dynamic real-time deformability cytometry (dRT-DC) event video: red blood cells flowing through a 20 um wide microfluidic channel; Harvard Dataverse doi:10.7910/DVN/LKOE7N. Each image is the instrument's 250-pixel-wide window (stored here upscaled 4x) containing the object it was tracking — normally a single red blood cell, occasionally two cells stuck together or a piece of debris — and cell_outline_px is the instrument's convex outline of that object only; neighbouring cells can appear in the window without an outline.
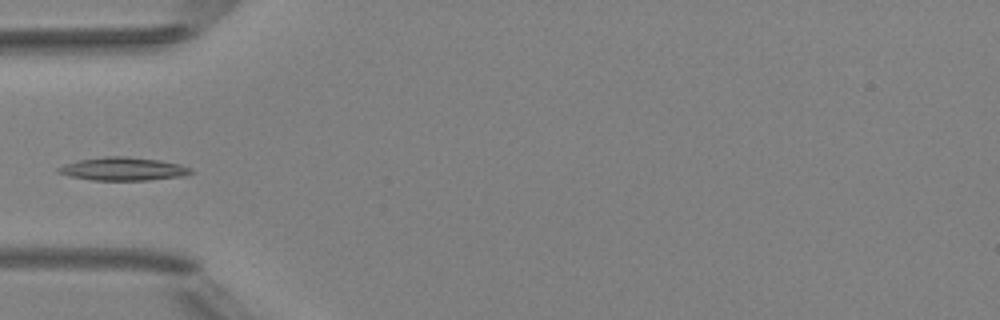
{"species": "Egyptian fruit bat (a non-hibernating species)", "species_latin": "Rousettus aegyptiacus", "temperature_condition": "room temperature", "stored_images_in_passage": 4, "camera_frame_rate_fps": 3000, "um_per_image_px": 0.085, "animal": {"sex": "female"}, "frame": {"image": 1, "passage_image": 4, "time_ms": 3.333, "image_size_px": [1000, 320], "cell_outline_px": [[196, 172], [188, 176], [148, 180], [92, 180], [68, 176], [56, 172], [56, 168], [64, 164], [76, 160], [104, 156], [124, 156], [160, 160], [180, 164], [192, 168]], "centroid_in_image_um": [10.49, 14.36], "position_along_channel_um": 74.5, "area_um2": 18.32}}